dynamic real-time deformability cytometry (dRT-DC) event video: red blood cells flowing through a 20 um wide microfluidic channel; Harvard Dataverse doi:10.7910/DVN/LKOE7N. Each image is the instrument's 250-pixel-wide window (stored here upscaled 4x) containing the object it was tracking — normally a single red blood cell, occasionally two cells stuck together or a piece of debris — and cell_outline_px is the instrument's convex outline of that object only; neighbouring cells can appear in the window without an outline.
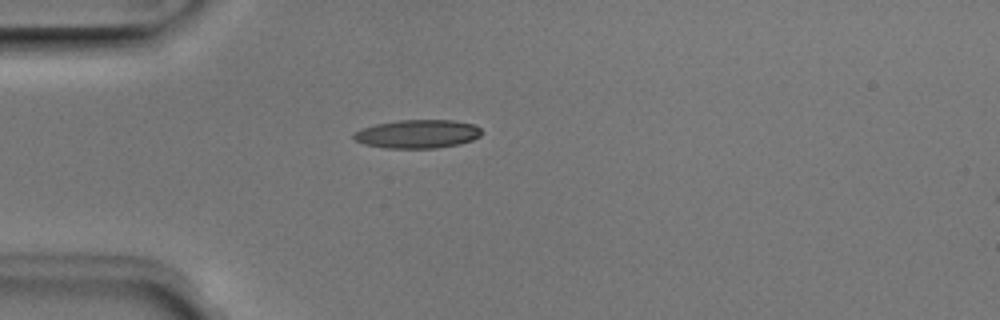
{"species": "Egyptian fruit bat (a non-hibernating species)", "species_latin": "Rousettus aegyptiacus", "temperature_condition": "room temperature", "stored_images_in_passage": 1, "camera_frame_rate_fps": 3000, "um_per_image_px": 0.085, "animal": {"sex": "male"}, "frame": {"image": 1, "passage_image": 1, "time_ms": 0.0, "image_size_px": [1000, 320], "cell_outline_px": [[484, 132], [480, 136], [472, 140], [460, 144], [436, 148], [384, 148], [364, 144], [356, 140], [352, 136], [356, 132], [364, 128], [376, 124], [400, 120], [452, 120], [476, 124]], "centroid_in_image_um": [35.55, 11.39], "position_along_channel_um": 49.4, "area_um2": 21.27}}